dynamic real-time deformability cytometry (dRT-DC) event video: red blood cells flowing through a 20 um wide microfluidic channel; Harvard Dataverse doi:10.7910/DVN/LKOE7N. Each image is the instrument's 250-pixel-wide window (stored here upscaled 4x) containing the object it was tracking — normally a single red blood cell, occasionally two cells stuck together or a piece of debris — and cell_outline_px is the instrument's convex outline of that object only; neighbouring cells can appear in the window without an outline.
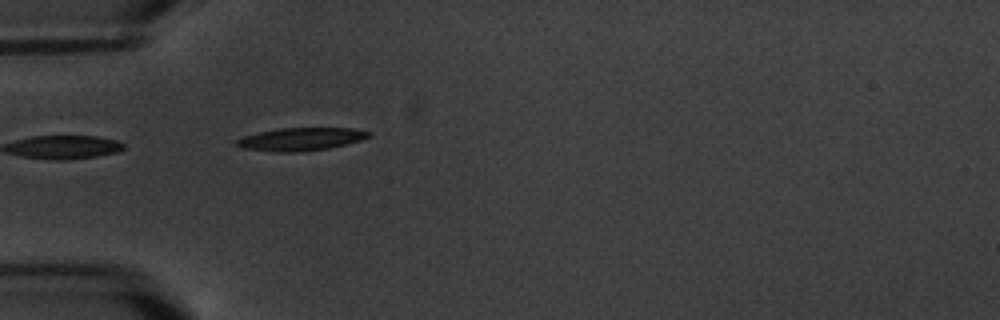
{"species": "common noctule bat (a hibernating species)", "species_latin": "Nyctalus noctula", "temperature_condition": "warm", "stored_images_in_passage": 4, "camera_frame_rate_fps": 3000, "um_per_image_px": 0.085, "animal": {"sex": "male", "body_mass_g": 20.1, "forearm_length_mm": 53.5}, "frame": {"image": 1, "passage_image": 4, "time_ms": 3.333, "image_size_px": [1000, 320], "cell_outline_px": [[368, 136], [360, 140], [328, 148], [296, 152], [276, 152], [244, 148], [236, 144], [236, 140], [244, 136], [260, 132], [280, 128], [356, 128], [368, 132]], "centroid_in_image_um": [25.54, 11.82], "position_along_channel_um": 59.5, "area_um2": 17.22}}